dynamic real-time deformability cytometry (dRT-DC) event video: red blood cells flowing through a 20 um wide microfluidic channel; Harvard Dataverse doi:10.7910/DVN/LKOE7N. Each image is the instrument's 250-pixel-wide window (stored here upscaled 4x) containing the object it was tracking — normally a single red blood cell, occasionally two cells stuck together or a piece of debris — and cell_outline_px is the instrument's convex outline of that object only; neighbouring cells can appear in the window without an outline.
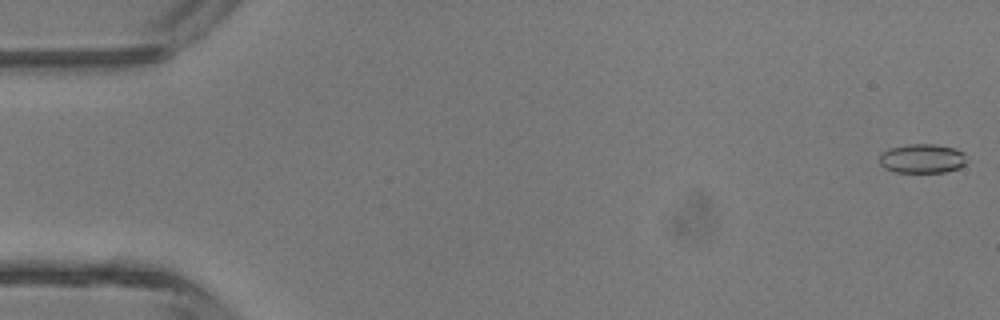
{"species": "common noctule bat (a hibernating species)", "species_latin": "Nyctalus noctula", "temperature_condition": "room temperature", "stored_images_in_passage": 3, "camera_frame_rate_fps": 3000, "um_per_image_px": 0.085, "animal": {"sex": "male", "body_mass_g": 13.3}, "frame": {"image": 1, "passage_image": 1, "time_ms": 0.0, "image_size_px": [1000, 320], "cell_outline_px": [[968, 160], [960, 168], [944, 172], [896, 172], [884, 168], [880, 164], [880, 152], [892, 148], [908, 144], [936, 144], [956, 148], [964, 152]], "centroid_in_image_um": [78.42, 13.47], "position_along_channel_um": 6.6, "area_um2": 15.03}}